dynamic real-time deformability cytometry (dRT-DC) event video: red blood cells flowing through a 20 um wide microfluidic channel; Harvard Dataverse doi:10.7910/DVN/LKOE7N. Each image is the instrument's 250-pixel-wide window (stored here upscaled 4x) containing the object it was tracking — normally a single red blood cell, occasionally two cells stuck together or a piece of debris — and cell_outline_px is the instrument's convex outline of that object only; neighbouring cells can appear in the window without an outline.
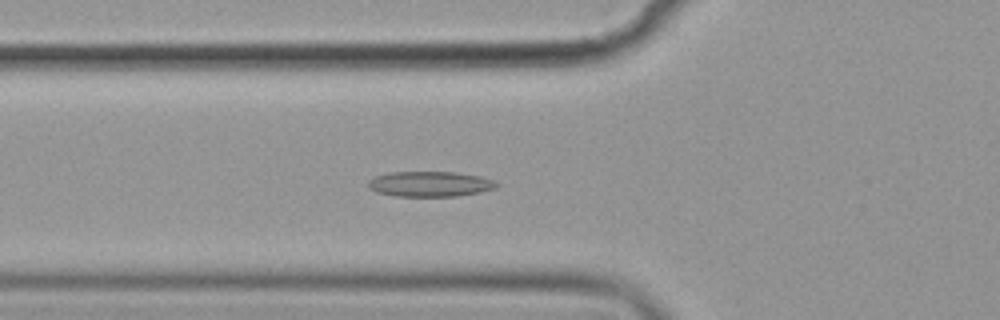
{"species": "common noctule bat (a hibernating species)", "species_latin": "Nyctalus noctula", "temperature_condition": "cold", "stored_images_in_passage": 57, "camera_frame_rate_fps": 3000, "um_per_image_px": 0.085, "animal": {"sex": "female", "body_mass_g": 19.9}, "frame": {"image": 1, "passage_image": 21, "time_ms": 6.667, "image_size_px": [1000, 320], "cell_outline_px": [[500, 184], [496, 188], [480, 192], [456, 196], [396, 196], [376, 192], [368, 188], [368, 180], [376, 176], [388, 172], [456, 172], [480, 176], [496, 180]], "centroid_in_image_um": [36.57, 15.63], "position_along_channel_um": 89.2, "area_um2": 19.07}}
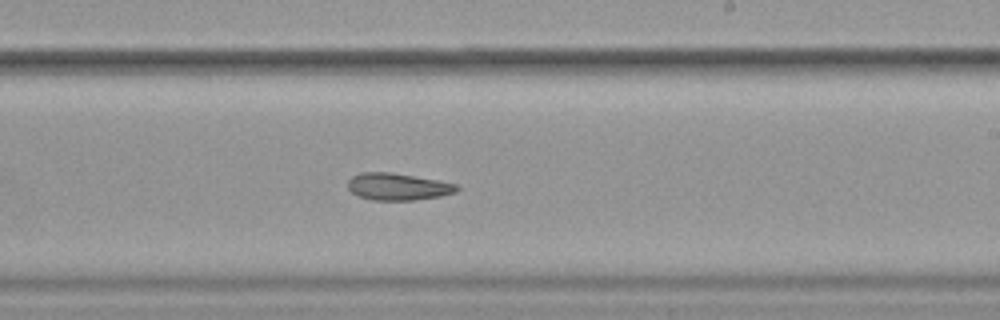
{"frame": {"image": 2, "passage_image": 35, "time_ms": 11.333, "image_size_px": [1000, 320], "cell_outline_px": [[460, 188], [456, 192], [440, 196], [412, 200], [372, 200], [360, 196], [352, 192], [348, 188], [348, 180], [352, 176], [360, 172], [388, 172], [436, 180], [456, 184]], "centroid_in_image_um": [33.79, 15.87], "position_along_channel_um": 255.2, "area_um2": 16.94}}
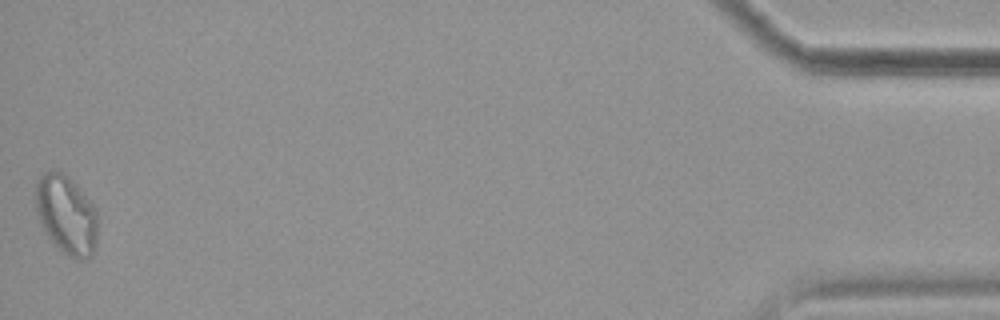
{"frame": {"image": 3, "passage_image": 57, "time_ms": 18.667, "image_size_px": [1000, 320], "cell_outline_px": [[96, 244], [92, 256], [84, 260], [80, 260], [68, 256], [48, 236], [40, 224], [36, 212], [36, 184], [44, 172], [64, 172], [68, 176], [96, 208]], "centroid_in_image_um": [5.64, 18.27], "position_along_channel_um": 429.6, "area_um2": 28.15}, "authors_computed_cell_mechanics": {"area_um2": 18.9006, "velocity_mm_per_s": 3.5557, "shape_relaxation_time_tau1_ms": null, "shape_relaxation_time_tau2_ms": 5.7252, "deformation_change_tau1": null, "deformation_change_tau2": 0.1276}}